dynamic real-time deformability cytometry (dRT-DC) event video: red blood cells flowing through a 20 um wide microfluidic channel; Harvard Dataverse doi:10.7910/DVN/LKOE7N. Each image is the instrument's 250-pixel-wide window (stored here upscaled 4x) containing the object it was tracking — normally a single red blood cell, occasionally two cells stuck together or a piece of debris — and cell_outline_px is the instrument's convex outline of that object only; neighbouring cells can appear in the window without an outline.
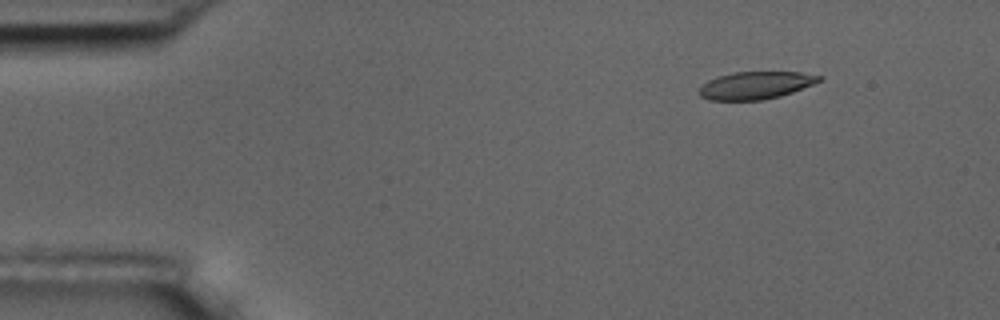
{"species": "common noctule bat (a hibernating species)", "species_latin": "Nyctalus noctula", "temperature_condition": "room temperature", "stored_images_in_passage": 6, "camera_frame_rate_fps": 3000, "um_per_image_px": 0.085, "animal": {"sex": "male", "body_mass_g": 17.5, "forearm_length_mm": 52.3}, "frame": {"image": 1, "passage_image": 2, "time_ms": 1.333, "image_size_px": [1000, 320], "cell_outline_px": [[824, 80], [792, 92], [780, 96], [760, 100], [708, 100], [700, 96], [696, 92], [708, 80], [716, 76], [732, 72], [800, 72], [824, 76]], "centroid_in_image_um": [64.23, 7.24], "position_along_channel_um": 20.8, "area_um2": 19.42}}
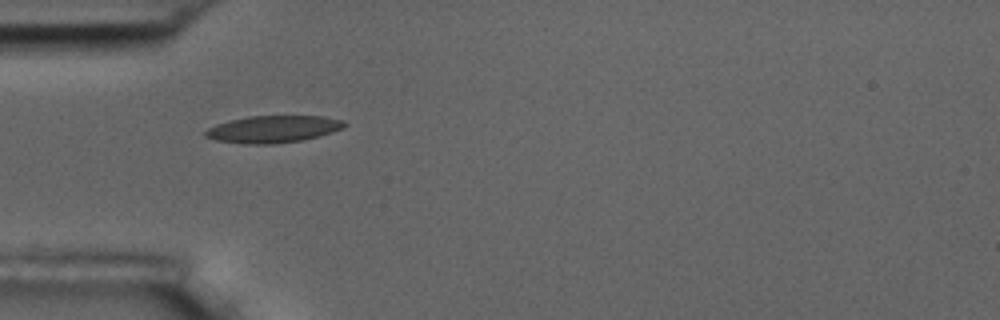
{"frame": {"image": 2, "passage_image": 5, "time_ms": 4.667, "image_size_px": [1000, 320], "cell_outline_px": [[348, 124], [344, 128], [332, 132], [300, 140], [272, 144], [244, 144], [216, 140], [204, 136], [204, 132], [208, 128], [216, 124], [248, 116], [324, 116], [344, 120]], "centroid_in_image_um": [23.22, 10.97], "position_along_channel_um": 61.8, "area_um2": 21.85}}